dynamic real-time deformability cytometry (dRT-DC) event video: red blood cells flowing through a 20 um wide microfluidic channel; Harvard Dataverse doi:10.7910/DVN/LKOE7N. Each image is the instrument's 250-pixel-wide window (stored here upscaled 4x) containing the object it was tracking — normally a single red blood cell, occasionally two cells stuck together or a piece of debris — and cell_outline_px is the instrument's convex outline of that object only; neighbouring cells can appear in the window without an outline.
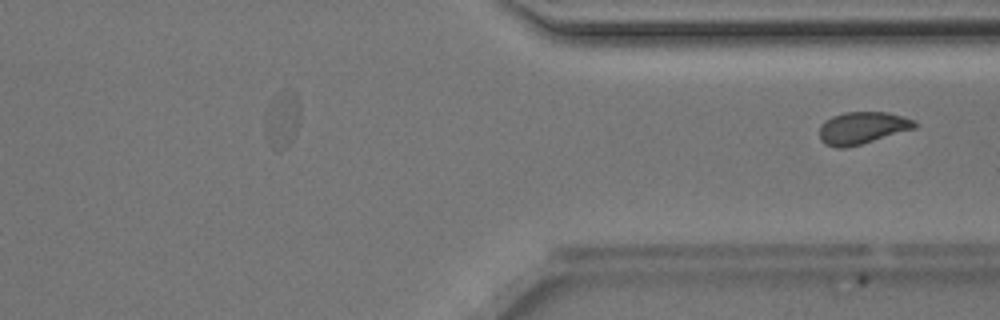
{"species": "Egyptian fruit bat (a non-hibernating species)", "species_latin": "Rousettus aegyptiacus", "temperature_condition": "room temperature", "stored_images_in_passage": 26, "segment_of_instrument_passage": [2, 2], "camera_frame_rate_fps": 3000, "um_per_image_px": 0.085, "animal": {"sex": "male"}, "frame": {"image": 1, "passage_image": 26, "time_ms": 8.333, "image_size_px": [1000, 320], "cell_outline_px": [[916, 128], [848, 148], [836, 148], [824, 144], [820, 140], [820, 124], [824, 120], [832, 116], [844, 112], [888, 112], [904, 116], [916, 120]], "centroid_in_image_um": [73.28, 10.87], "position_along_channel_um": 338.1, "area_um2": 18.15}}